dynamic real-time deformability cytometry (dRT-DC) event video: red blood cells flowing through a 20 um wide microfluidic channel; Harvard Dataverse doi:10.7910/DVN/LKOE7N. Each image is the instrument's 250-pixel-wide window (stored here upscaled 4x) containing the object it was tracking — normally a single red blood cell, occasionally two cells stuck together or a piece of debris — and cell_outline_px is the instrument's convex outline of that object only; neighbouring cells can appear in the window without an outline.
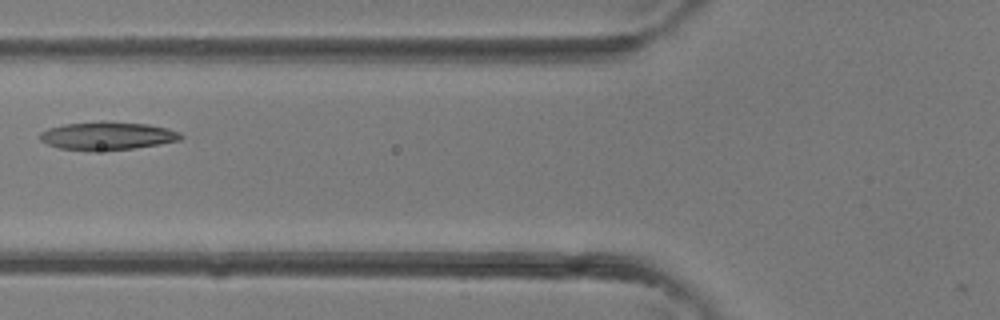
{"species": "common noctule bat (a hibernating species)", "species_latin": "Nyctalus noctula", "temperature_condition": "room temperature", "stored_images_in_passage": 4, "camera_frame_rate_fps": 3000, "um_per_image_px": 0.085, "animal": {"sex": "female"}, "frame": {"image": 1, "passage_image": 4, "time_ms": 1.0, "image_size_px": [1000, 320], "cell_outline_px": [[184, 136], [180, 140], [160, 144], [132, 148], [92, 152], [60, 148], [48, 144], [40, 140], [40, 132], [48, 128], [64, 124], [100, 120], [108, 120], [148, 124], [168, 128], [180, 132]], "centroid_in_image_um": [9.12, 11.53], "position_along_channel_um": 116.7, "area_um2": 23.58}}